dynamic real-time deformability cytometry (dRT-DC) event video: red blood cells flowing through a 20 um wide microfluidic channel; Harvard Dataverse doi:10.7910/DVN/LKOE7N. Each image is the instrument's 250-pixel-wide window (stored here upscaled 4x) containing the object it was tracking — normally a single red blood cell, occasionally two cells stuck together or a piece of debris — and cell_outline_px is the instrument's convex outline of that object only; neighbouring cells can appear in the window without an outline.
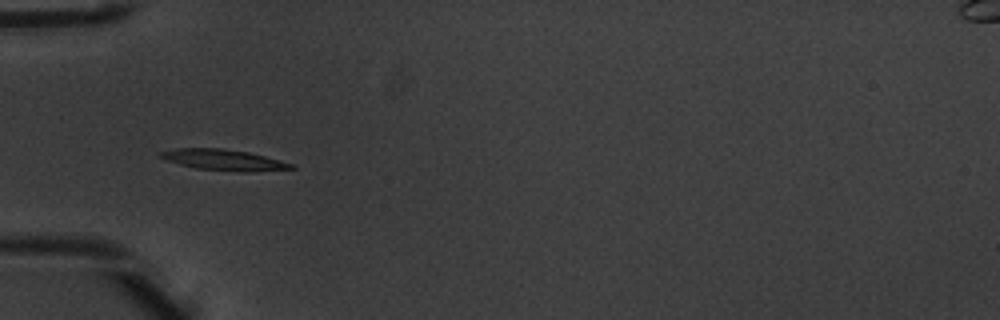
{"species": "common noctule bat (a hibernating species)", "species_latin": "Nyctalus noctula", "temperature_condition": "warm", "stored_images_in_passage": 7, "camera_frame_rate_fps": 3000, "um_per_image_px": 0.085, "animal": {"sex": "male", "body_mass_g": 20.1, "forearm_length_mm": 53.5}, "frame": {"image": 1, "passage_image": 5, "time_ms": 1.333, "image_size_px": [1000, 320], "cell_outline_px": [[296, 168], [248, 172], [244, 172], [196, 168], [164, 160], [156, 156], [160, 152], [176, 148], [224, 148], [248, 152], [280, 160], [292, 164]], "centroid_in_image_um": [18.96, 13.58], "position_along_channel_um": 66.0, "area_um2": 15.9}}
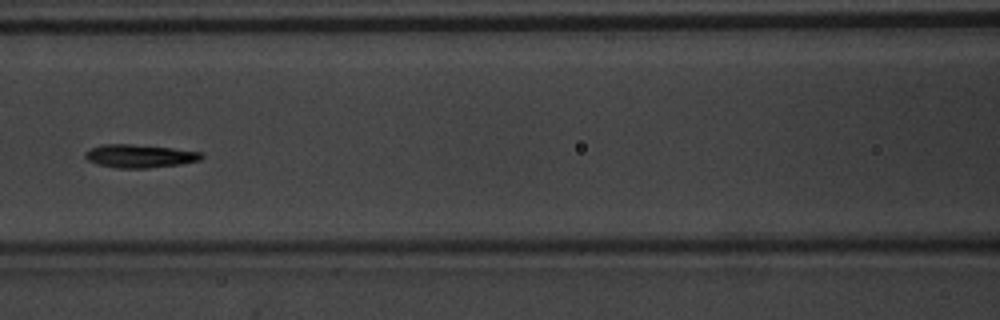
{"frame": {"image": 2, "passage_image": 7, "time_ms": 2.0, "image_size_px": [1000, 320], "cell_outline_px": [[204, 156], [200, 160], [180, 164], [148, 168], [116, 168], [96, 164], [88, 160], [84, 156], [84, 152], [92, 148], [104, 144], [132, 144], [172, 148], [200, 152]], "centroid_in_image_um": [11.85, 13.27], "position_along_channel_um": 154.8, "area_um2": 15.66}}